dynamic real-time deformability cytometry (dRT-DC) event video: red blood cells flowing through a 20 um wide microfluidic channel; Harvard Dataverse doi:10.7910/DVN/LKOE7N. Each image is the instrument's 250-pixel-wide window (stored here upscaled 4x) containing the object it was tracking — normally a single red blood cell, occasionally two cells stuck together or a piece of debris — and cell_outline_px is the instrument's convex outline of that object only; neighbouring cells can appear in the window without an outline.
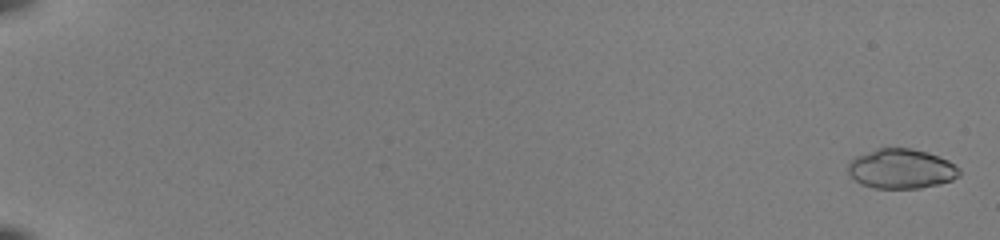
{"species": "common noctule bat (a hibernating species)", "species_latin": "Nyctalus noctula", "temperature_condition": "room temperature", "stored_images_in_passage": 54, "camera_frame_rate_fps": 3000, "um_per_image_px": 0.085, "animal": {"sex": "female", "body_mass_g": 22.0, "forearm_length_mm": 56.7}, "frame": {"image": 1, "passage_image": 2, "time_ms": 0.333, "image_size_px": [1000, 240], "cell_outline_px": [[960, 176], [952, 180], [940, 184], [920, 188], [872, 188], [860, 184], [848, 172], [848, 164], [856, 156], [876, 148], [912, 148], [928, 152], [948, 160], [960, 168]], "centroid_in_image_um": [76.63, 14.35], "position_along_channel_um": 8.4, "area_um2": 25.89}}
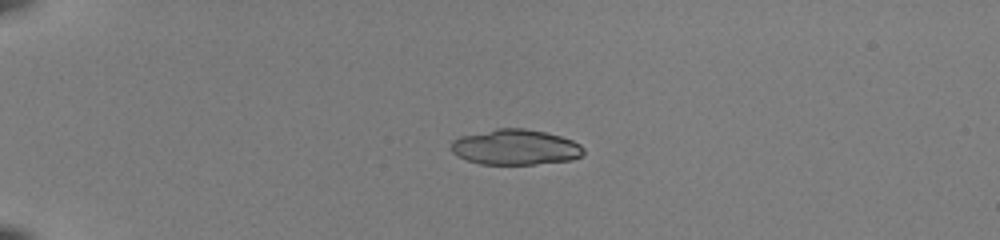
{"frame": {"image": 2, "passage_image": 16, "time_ms": 5.0, "image_size_px": [1000, 240], "cell_outline_px": [[584, 152], [580, 156], [572, 160], [536, 164], [480, 164], [456, 156], [452, 152], [452, 140], [460, 136], [496, 128], [524, 128], [544, 132], [560, 136], [572, 140], [580, 144], [584, 148]], "centroid_in_image_um": [43.8, 12.51], "position_along_channel_um": 41.2, "area_um2": 27.4}}